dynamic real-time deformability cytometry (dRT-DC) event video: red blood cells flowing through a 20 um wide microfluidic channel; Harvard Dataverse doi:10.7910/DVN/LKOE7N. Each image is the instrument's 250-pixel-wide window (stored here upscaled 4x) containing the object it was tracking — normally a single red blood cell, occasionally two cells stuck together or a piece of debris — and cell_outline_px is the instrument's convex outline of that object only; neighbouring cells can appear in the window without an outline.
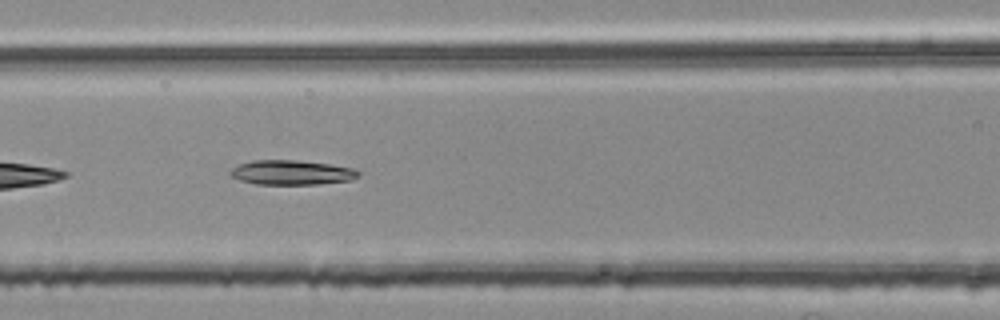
{"species": "common noctule bat (a hibernating species)", "species_latin": "Nyctalus noctula", "temperature_condition": "room temperature", "stored_images_in_passage": 15, "camera_frame_rate_fps": 3000, "um_per_image_px": 0.085, "animal": {"sex": "female", "body_mass_g": 25.1}, "frame": {"image": 1, "passage_image": 8, "time_ms": 2.333, "image_size_px": [1000, 320], "cell_outline_px": [[360, 176], [352, 180], [316, 184], [256, 184], [240, 180], [232, 176], [228, 172], [236, 164], [252, 160], [296, 160], [328, 164], [352, 168], [360, 172]], "centroid_in_image_um": [24.76, 14.66], "position_along_channel_um": 141.8, "area_um2": 18.38}}